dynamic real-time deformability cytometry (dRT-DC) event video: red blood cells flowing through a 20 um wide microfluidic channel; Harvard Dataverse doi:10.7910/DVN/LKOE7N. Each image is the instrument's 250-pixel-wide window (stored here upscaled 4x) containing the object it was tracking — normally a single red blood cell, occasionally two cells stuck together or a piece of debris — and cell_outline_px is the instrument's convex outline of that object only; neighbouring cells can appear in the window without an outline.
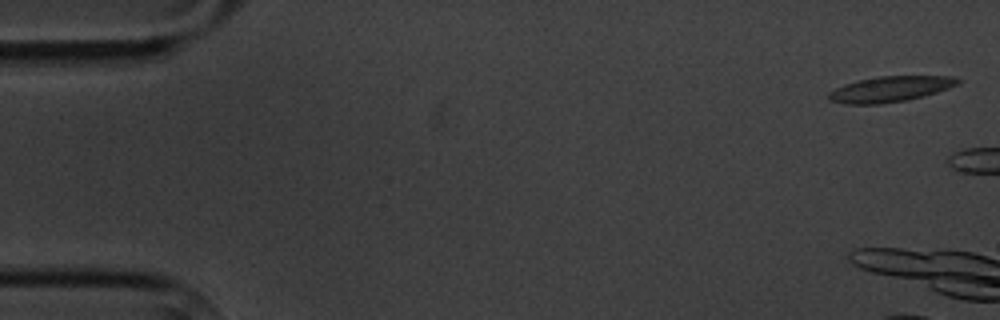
{"species": "common noctule bat (a hibernating species)", "species_latin": "Nyctalus noctula", "temperature_condition": "cold", "stored_images_in_passage": 9, "camera_frame_rate_fps": 3000, "um_per_image_px": 0.085, "animal": {"sex": "male", "body_mass_g": 20.1, "forearm_length_mm": 53.5}, "frame": {"image": 1, "passage_image": 1, "time_ms": 0.0, "image_size_px": [1000, 320], "cell_outline_px": [[960, 84], [924, 96], [908, 100], [880, 104], [844, 104], [828, 100], [828, 92], [844, 84], [856, 80], [880, 76], [952, 76], [960, 80]], "centroid_in_image_um": [75.64, 7.57], "position_along_channel_um": 9.4, "area_um2": 19.36}}